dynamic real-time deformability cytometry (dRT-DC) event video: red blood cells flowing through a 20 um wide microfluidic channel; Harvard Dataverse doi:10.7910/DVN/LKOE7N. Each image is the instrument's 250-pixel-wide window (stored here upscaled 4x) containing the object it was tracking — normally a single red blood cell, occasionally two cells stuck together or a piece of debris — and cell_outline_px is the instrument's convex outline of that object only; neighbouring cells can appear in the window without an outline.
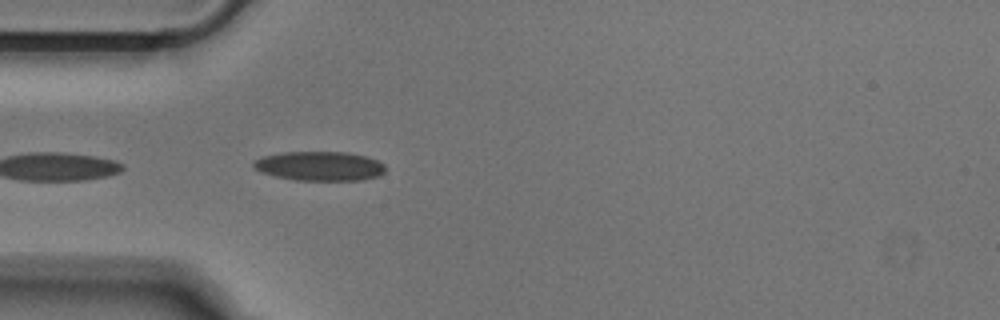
{"species": "Egyptian fruit bat (a non-hibernating species)", "species_latin": "Rousettus aegyptiacus", "temperature_condition": "cold", "stored_images_in_passage": 6, "camera_frame_rate_fps": 3000, "um_per_image_px": 0.085, "animal": {"sex": "male"}, "frame": {"image": 1, "passage_image": 1, "time_ms": 0.0, "image_size_px": [1000, 320], "cell_outline_px": [[384, 172], [380, 176], [360, 180], [296, 180], [276, 176], [260, 172], [252, 164], [256, 160], [264, 156], [284, 152], [348, 152], [368, 156], [384, 164]], "centroid_in_image_um": [27.21, 14.11], "position_along_channel_um": 57.8, "area_um2": 22.43}}